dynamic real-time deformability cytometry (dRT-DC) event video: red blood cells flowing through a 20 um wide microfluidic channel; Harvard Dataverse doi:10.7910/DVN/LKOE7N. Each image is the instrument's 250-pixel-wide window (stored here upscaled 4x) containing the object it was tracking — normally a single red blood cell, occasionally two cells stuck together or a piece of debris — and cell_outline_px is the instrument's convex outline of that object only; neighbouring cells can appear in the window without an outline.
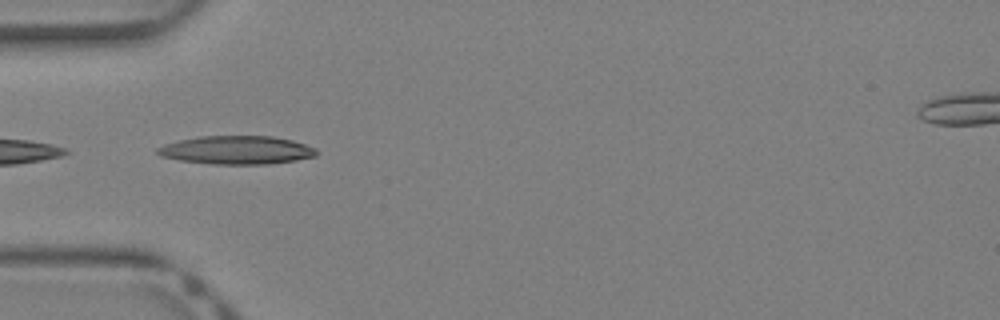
{"species": "Egyptian fruit bat (a non-hibernating species)", "species_latin": "Rousettus aegyptiacus", "temperature_condition": "warm", "stored_images_in_passage": 12, "camera_frame_rate_fps": 3000, "um_per_image_px": 0.085, "animal": {"sex": "female"}, "frame": {"image": 1, "passage_image": 9, "time_ms": 2.667, "image_size_px": [1000, 320], "cell_outline_px": [[320, 152], [316, 156], [296, 160], [268, 164], [212, 164], [180, 160], [160, 156], [156, 152], [156, 148], [164, 144], [180, 140], [200, 136], [272, 136], [292, 140], [316, 148]], "centroid_in_image_um": [20.13, 12.75], "position_along_channel_um": 64.9, "area_um2": 26.36}}